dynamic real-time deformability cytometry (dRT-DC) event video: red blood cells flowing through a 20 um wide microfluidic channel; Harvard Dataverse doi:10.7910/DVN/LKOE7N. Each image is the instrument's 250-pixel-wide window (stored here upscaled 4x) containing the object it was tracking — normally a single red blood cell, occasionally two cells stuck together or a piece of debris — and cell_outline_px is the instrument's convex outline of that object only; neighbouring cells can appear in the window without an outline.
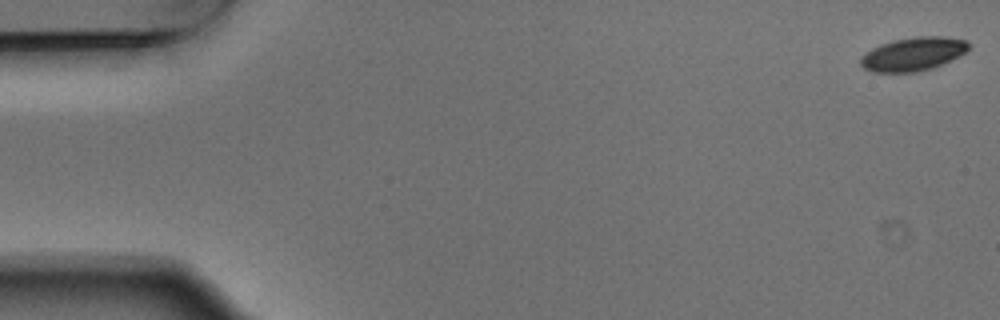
{"species": "Egyptian fruit bat (a non-hibernating species)", "species_latin": "Rousettus aegyptiacus", "temperature_condition": "warm", "stored_images_in_passage": 8, "camera_frame_rate_fps": 3000, "um_per_image_px": 0.085, "animal": {"sex": "male"}, "frame": {"image": 1, "passage_image": 1, "time_ms": 0.0, "image_size_px": [1000, 320], "cell_outline_px": [[972, 44], [964, 52], [932, 68], [916, 72], [872, 72], [864, 68], [860, 64], [860, 60], [872, 48], [880, 44], [896, 40], [916, 36], [944, 36], [968, 40]], "centroid_in_image_um": [77.63, 4.58], "position_along_channel_um": 7.4, "area_um2": 20.81}}
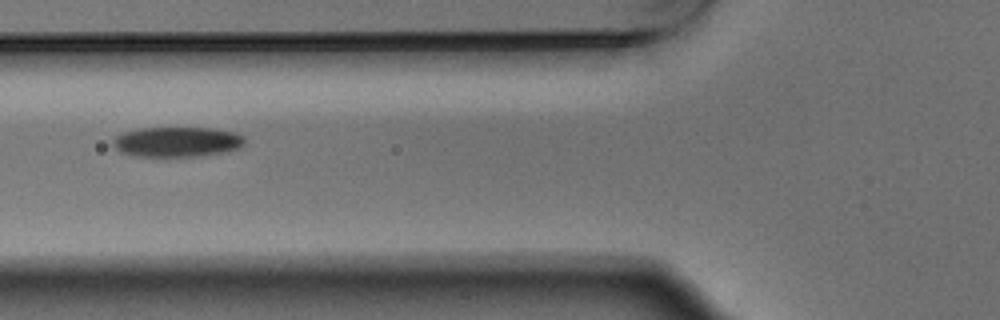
{"frame": {"image": 2, "passage_image": 6, "time_ms": 1.667, "image_size_px": [1000, 320], "cell_outline_px": [[244, 144], [240, 148], [224, 152], [196, 156], [136, 156], [120, 152], [112, 144], [112, 140], [120, 132], [140, 128], [212, 128], [236, 132], [244, 136]], "centroid_in_image_um": [15.04, 12.05], "position_along_channel_um": 110.8, "area_um2": 23.18}}
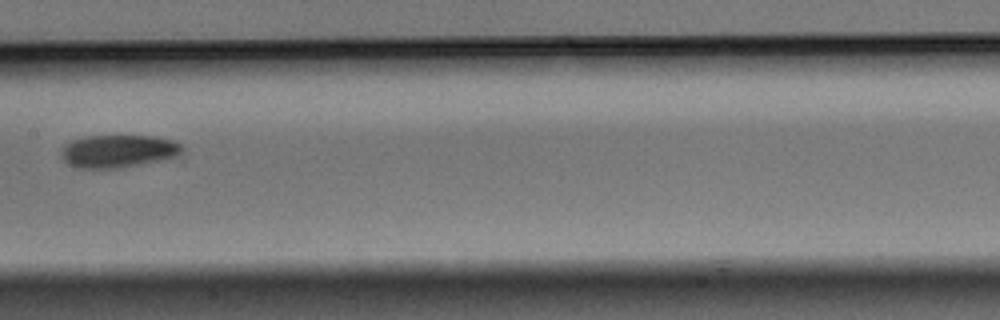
{"frame": {"image": 3, "passage_image": 8, "time_ms": 2.333, "image_size_px": [1000, 320], "cell_outline_px": [[184, 148], [180, 152], [164, 160], [120, 168], [76, 168], [68, 164], [60, 156], [60, 152], [64, 144], [72, 140], [84, 136], [156, 136], [176, 140]], "centroid_in_image_um": [10.02, 12.84], "position_along_channel_um": 197.4, "area_um2": 23.29}}